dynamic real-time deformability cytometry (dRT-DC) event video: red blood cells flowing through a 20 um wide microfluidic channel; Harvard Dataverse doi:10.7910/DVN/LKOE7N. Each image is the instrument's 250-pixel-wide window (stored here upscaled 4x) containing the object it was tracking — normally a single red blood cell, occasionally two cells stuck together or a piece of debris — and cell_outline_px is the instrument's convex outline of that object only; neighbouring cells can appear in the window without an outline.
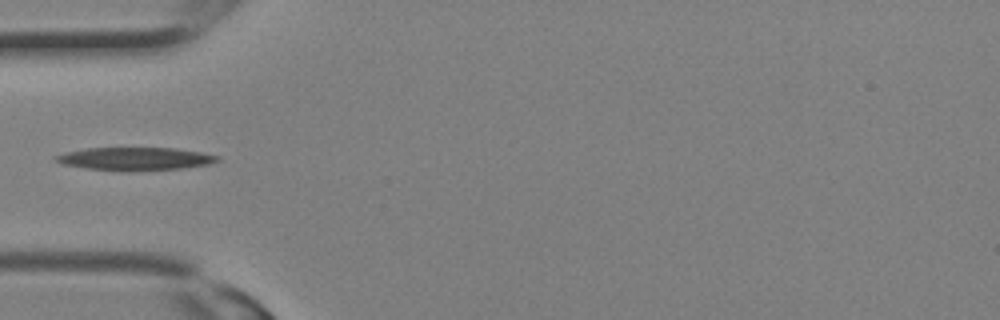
{"species": "Egyptian fruit bat (a non-hibernating species)", "species_latin": "Rousettus aegyptiacus", "temperature_condition": "room temperature", "stored_images_in_passage": 2, "camera_frame_rate_fps": 3000, "um_per_image_px": 0.085, "animal": {"sex": "female"}, "frame": {"image": 1, "passage_image": 1, "time_ms": 0.0, "image_size_px": [1000, 320], "cell_outline_px": [[220, 160], [208, 164], [180, 168], [128, 172], [120, 172], [84, 168], [60, 164], [52, 156], [64, 152], [88, 148], [176, 148], [200, 152], [220, 156]], "centroid_in_image_um": [11.42, 13.51], "position_along_channel_um": 73.6, "area_um2": 21.96}}